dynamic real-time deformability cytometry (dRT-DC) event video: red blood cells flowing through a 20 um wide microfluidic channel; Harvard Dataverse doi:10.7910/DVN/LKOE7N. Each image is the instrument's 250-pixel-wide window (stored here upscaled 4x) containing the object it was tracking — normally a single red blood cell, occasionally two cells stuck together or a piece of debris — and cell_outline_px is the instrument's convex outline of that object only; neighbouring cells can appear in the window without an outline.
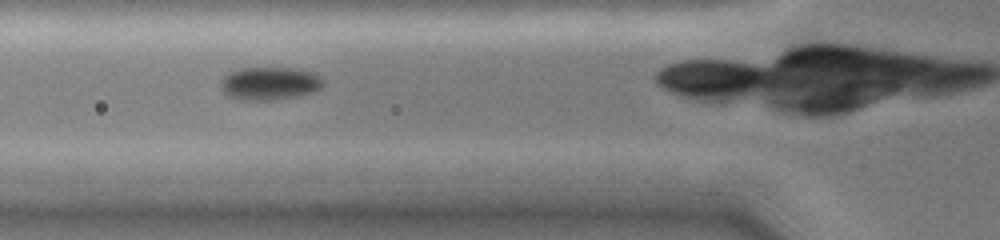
{"species": "common noctule bat (a hibernating species)", "species_latin": "Nyctalus noctula", "temperature_condition": "cold", "stored_images_in_passage": 8, "camera_frame_rate_fps": 3000, "um_per_image_px": 0.085, "animal": {"sex": "female", "body_mass_g": 19.0, "forearm_length_mm": 51.5}, "frame": {"image": 1, "passage_image": 3, "time_ms": 1.667, "image_size_px": [1000, 240], "cell_outline_px": [[324, 84], [320, 88], [312, 92], [296, 96], [268, 100], [244, 100], [228, 96], [224, 92], [220, 84], [220, 80], [228, 72], [240, 68], [292, 68], [316, 72], [324, 80]], "centroid_in_image_um": [22.92, 7.07], "position_along_channel_um": 102.9, "area_um2": 19.77}}
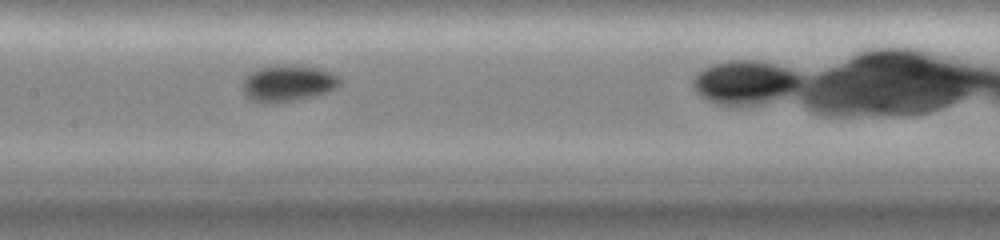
{"frame": {"image": 2, "passage_image": 5, "time_ms": 3.667, "image_size_px": [1000, 240], "cell_outline_px": [[340, 84], [336, 88], [328, 92], [296, 100], [272, 104], [264, 104], [252, 100], [244, 92], [244, 80], [252, 72], [260, 68], [276, 64], [288, 64], [316, 68], [332, 72], [340, 76]], "centroid_in_image_um": [24.51, 7.08], "position_along_channel_um": 182.9, "area_um2": 20.63}}
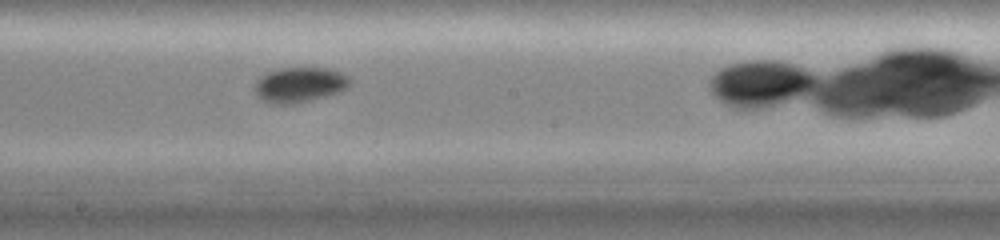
{"frame": {"image": 3, "passage_image": 6, "time_ms": 4.667, "image_size_px": [1000, 240], "cell_outline_px": [[352, 84], [336, 92], [324, 96], [296, 104], [272, 104], [256, 96], [252, 88], [256, 80], [260, 76], [276, 68], [328, 68], [340, 72], [348, 76], [352, 80]], "centroid_in_image_um": [25.41, 7.2], "position_along_channel_um": 222.8, "area_um2": 19.65}}